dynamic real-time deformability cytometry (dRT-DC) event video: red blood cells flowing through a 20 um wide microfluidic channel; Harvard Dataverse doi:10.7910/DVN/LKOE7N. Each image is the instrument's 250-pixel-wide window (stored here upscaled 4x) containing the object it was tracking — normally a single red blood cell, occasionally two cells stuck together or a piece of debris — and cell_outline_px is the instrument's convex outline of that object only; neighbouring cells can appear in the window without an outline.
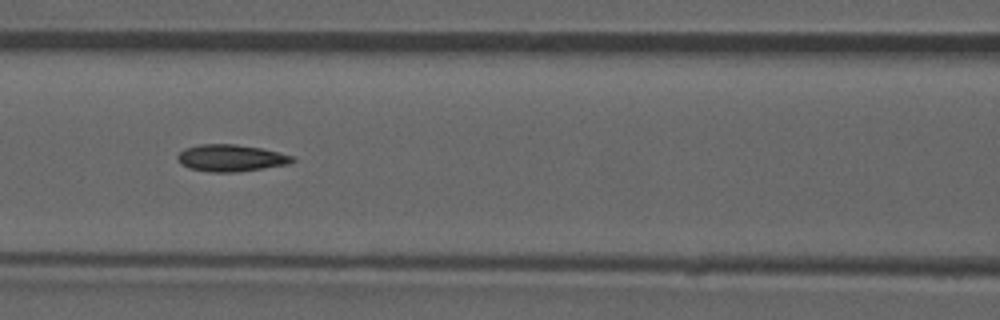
{"species": "common noctule bat (a hibernating species)", "species_latin": "Nyctalus noctula", "temperature_condition": "room temperature", "stored_images_in_passage": 51, "camera_frame_rate_fps": 3000, "um_per_image_px": 0.085, "animal": {"sex": "male", "forearm_length_mm": 52.5}, "frame": {"image": 1, "passage_image": 22, "time_ms": 7.0, "image_size_px": [1000, 320], "cell_outline_px": [[296, 160], [288, 164], [236, 172], [212, 172], [188, 168], [180, 164], [176, 160], [176, 156], [184, 148], [200, 144], [236, 144], [260, 148], [280, 152], [292, 156]], "centroid_in_image_um": [19.58, 13.42], "position_along_channel_um": 147.0, "area_um2": 18.03}, "authors_computed_cell_mechanics": {"area_um2": 17.8602, "velocity_mm_per_s": 3.9702, "shape_relaxation_time_tau1_ms": null, "shape_relaxation_time_tau2_ms": 5.247, "deformation_change_tau1": null, "deformation_change_tau2": 0.1101}}